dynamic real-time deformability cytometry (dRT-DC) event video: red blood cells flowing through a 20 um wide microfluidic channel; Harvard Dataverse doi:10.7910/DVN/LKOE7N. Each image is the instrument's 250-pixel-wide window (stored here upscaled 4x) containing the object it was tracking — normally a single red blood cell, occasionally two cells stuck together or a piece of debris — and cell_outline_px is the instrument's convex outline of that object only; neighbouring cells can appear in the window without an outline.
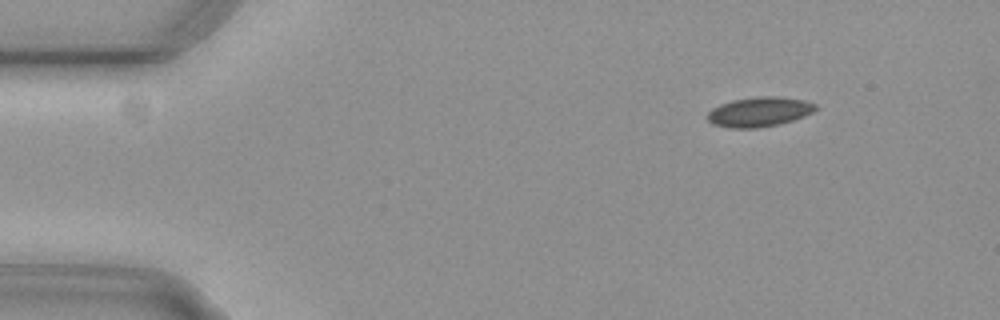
{"species": "common noctule bat (a hibernating species)", "species_latin": "Nyctalus noctula", "temperature_condition": "cold", "stored_images_in_passage": 15, "camera_frame_rate_fps": 3000, "um_per_image_px": 0.085, "animal": {"sex": "female", "body_mass_g": 29.2, "forearm_length_mm": 56.3}, "frame": {"image": 1, "passage_image": 7, "time_ms": 2.0, "image_size_px": [1000, 320], "cell_outline_px": [[816, 108], [812, 112], [804, 116], [780, 124], [760, 128], [732, 128], [712, 124], [708, 120], [708, 112], [712, 108], [720, 104], [732, 100], [756, 96], [776, 96], [804, 100], [816, 104]], "centroid_in_image_um": [64.52, 9.5], "position_along_channel_um": 20.5, "area_um2": 18.73}}